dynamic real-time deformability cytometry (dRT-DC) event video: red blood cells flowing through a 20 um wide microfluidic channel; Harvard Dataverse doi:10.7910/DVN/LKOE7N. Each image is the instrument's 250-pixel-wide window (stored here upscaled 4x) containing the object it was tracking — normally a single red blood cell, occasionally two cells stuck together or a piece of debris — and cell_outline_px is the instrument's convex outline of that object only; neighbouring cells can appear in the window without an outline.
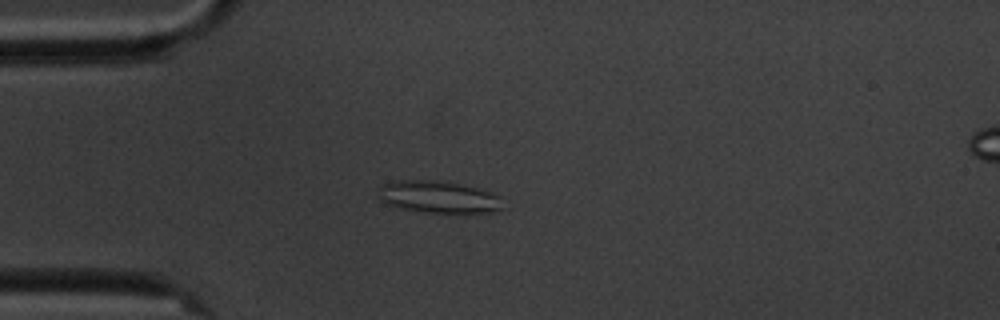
{"species": "common noctule bat (a hibernating species)", "species_latin": "Nyctalus noctula", "temperature_condition": "cold", "stored_images_in_passage": 6, "camera_frame_rate_fps": 3000, "um_per_image_px": 0.085, "animal": {"sex": "male", "body_mass_g": 20.1, "forearm_length_mm": 53.5}, "frame": {"image": 1, "passage_image": 5, "time_ms": 4.667, "image_size_px": [1000, 320], "cell_outline_px": [[504, 208], [492, 212], [424, 212], [400, 208], [384, 204], [380, 200], [380, 184], [396, 180], [428, 180], [456, 184], [476, 188], [488, 192], [496, 196]], "centroid_in_image_um": [37.17, 16.75], "position_along_channel_um": 47.8, "area_um2": 22.72}}